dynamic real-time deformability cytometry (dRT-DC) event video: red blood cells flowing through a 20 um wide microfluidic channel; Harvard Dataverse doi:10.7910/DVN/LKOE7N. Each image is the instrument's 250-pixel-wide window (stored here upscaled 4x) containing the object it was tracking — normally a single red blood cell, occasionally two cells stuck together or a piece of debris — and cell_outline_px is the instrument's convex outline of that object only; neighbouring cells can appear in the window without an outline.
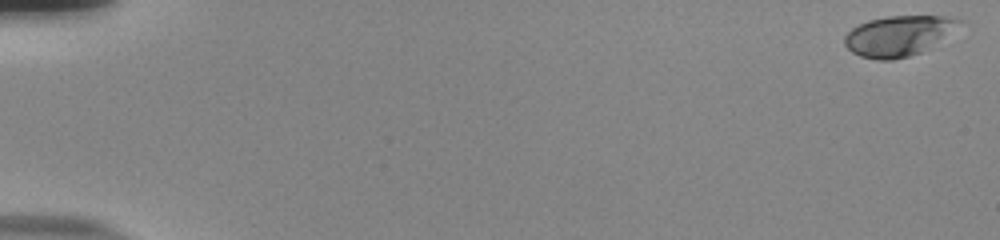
{"species": "human", "species_latin": "Homo sapiens", "temperature_condition": "room temperature", "stored_images_in_passage": 10, "camera_frame_rate_fps": 3000, "um_per_image_px": 0.085, "donor": {"sex": "male"}, "frame": {"image": 1, "passage_image": 1, "time_ms": 0.0, "image_size_px": [1000, 240], "cell_outline_px": [[968, 20], [920, 52], [908, 56], [892, 60], [876, 60], [860, 56], [852, 52], [844, 44], [844, 36], [852, 28], [868, 20], [888, 16], [944, 16]], "centroid_in_image_um": [76.34, 3.03], "position_along_channel_um": 8.7, "area_um2": 26.59}}